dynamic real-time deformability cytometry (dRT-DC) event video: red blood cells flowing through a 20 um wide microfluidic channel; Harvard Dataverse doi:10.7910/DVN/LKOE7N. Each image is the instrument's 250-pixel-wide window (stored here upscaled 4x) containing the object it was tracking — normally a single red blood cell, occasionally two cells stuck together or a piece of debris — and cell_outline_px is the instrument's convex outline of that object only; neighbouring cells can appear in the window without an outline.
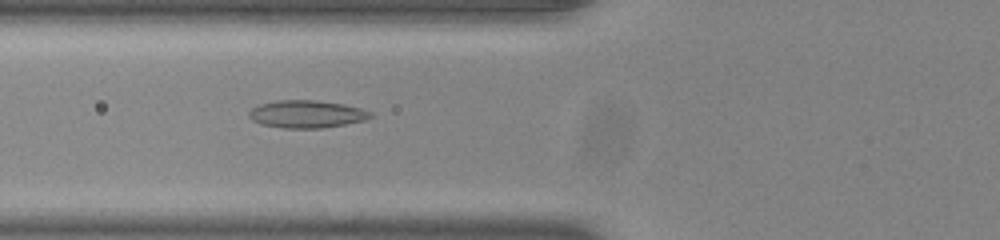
{"species": "common noctule bat (a hibernating species)", "species_latin": "Nyctalus noctula", "temperature_condition": "room temperature", "stored_images_in_passage": 42, "camera_frame_rate_fps": 3000, "um_per_image_px": 0.085, "animal": {"sex": "male", "body_mass_g": 20.0, "forearm_length_mm": 53.3}, "frame": {"image": 1, "passage_image": 10, "time_ms": 3.0, "image_size_px": [1000, 240], "cell_outline_px": [[372, 116], [364, 120], [324, 128], [284, 128], [260, 124], [252, 120], [248, 116], [248, 112], [252, 108], [260, 104], [276, 100], [312, 100], [344, 104], [360, 108], [372, 112]], "centroid_in_image_um": [26.03, 9.7], "position_along_channel_um": 99.8, "area_um2": 19.48}}
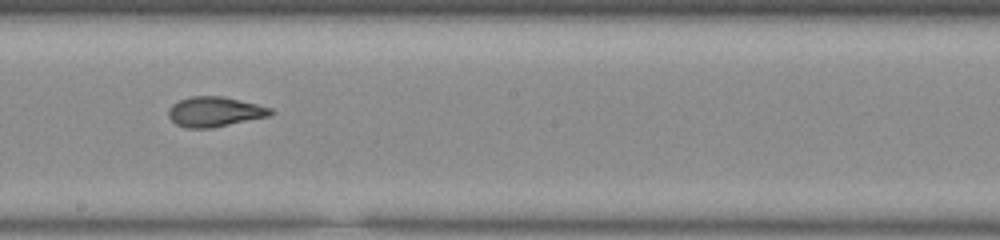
{"frame": {"image": 2, "passage_image": 20, "time_ms": 6.333, "image_size_px": [1000, 240], "cell_outline_px": [[276, 112], [272, 116], [212, 128], [184, 128], [176, 124], [168, 116], [168, 108], [172, 104], [180, 100], [192, 96], [220, 96], [256, 104], [272, 108]], "centroid_in_image_um": [18.27, 9.51], "position_along_channel_um": 229.9, "area_um2": 17.98}}
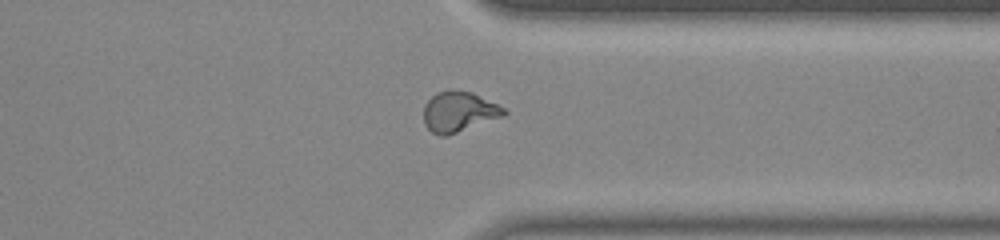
{"frame": {"image": 3, "passage_image": 31, "time_ms": 10.0, "image_size_px": [1000, 240], "cell_outline_px": [[508, 112], [504, 116], [448, 136], [440, 136], [432, 132], [424, 124], [424, 104], [436, 92], [448, 88], [472, 92], [504, 108]], "centroid_in_image_um": [38.98, 9.49], "position_along_channel_um": 372.4, "area_um2": 19.07}, "authors_computed_cell_mechanics": {"area_um2": 18.3226, "velocity_mm_per_s": 3.9009, "shape_relaxation_time_tau1_ms": 9.0039, "shape_relaxation_time_tau2_ms": 1.5141, "deformation_change_tau1": 0.209, "deformation_change_tau2": 0.0692}}